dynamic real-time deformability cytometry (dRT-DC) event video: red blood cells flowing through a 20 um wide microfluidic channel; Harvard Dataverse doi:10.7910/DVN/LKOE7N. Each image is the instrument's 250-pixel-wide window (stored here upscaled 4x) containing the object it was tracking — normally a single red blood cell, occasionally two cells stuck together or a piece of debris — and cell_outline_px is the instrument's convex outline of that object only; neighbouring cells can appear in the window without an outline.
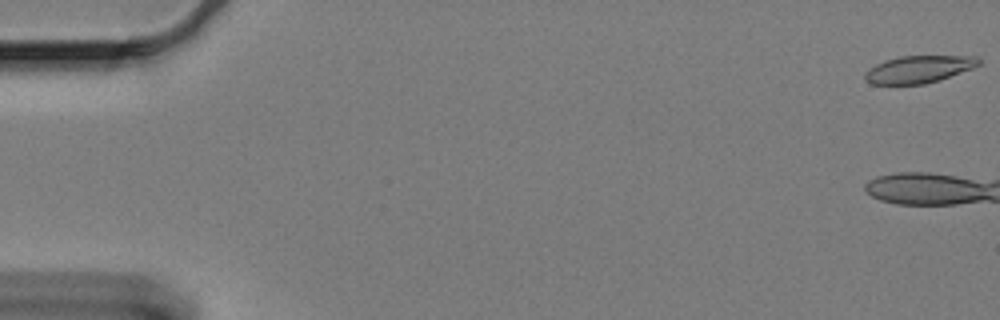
{"species": "Egyptian fruit bat (a non-hibernating species)", "species_latin": "Rousettus aegyptiacus", "temperature_condition": "cold", "stored_images_in_passage": 8, "camera_frame_rate_fps": 3000, "um_per_image_px": 0.085, "animal": {"sex": "female"}, "frame": {"image": 1, "passage_image": 1, "time_ms": 0.0, "image_size_px": [1000, 320], "cell_outline_px": [[980, 64], [972, 68], [940, 80], [924, 84], [872, 84], [864, 80], [864, 72], [868, 68], [884, 60], [900, 56], [976, 56], [980, 60]], "centroid_in_image_um": [78.05, 5.89], "position_along_channel_um": 6.9, "area_um2": 18.15}}